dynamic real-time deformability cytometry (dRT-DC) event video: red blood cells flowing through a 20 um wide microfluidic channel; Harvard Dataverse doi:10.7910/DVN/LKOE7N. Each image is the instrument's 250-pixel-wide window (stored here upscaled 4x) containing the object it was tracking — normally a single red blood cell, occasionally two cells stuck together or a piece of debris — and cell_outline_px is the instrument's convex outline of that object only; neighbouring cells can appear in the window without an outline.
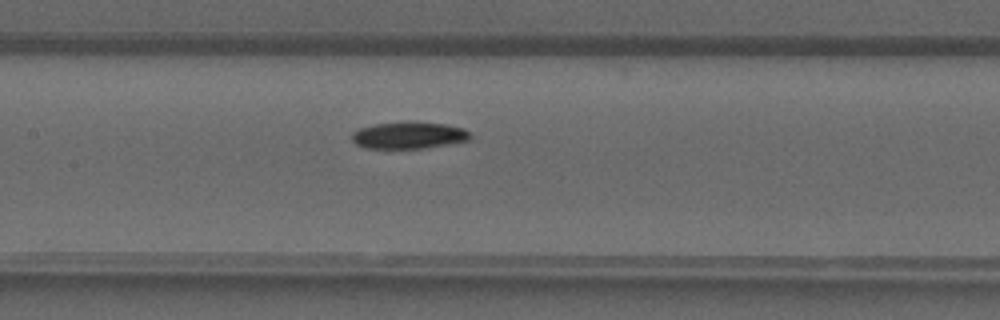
{"species": "common noctule bat (a hibernating species)", "species_latin": "Nyctalus noctula", "temperature_condition": "warm", "stored_images_in_passage": 26, "camera_frame_rate_fps": 3000, "um_per_image_px": 0.085, "animal": {"sex": "male", "forearm_length_mm": 52.5}, "frame": {"image": 1, "passage_image": 9, "time_ms": 2.667, "image_size_px": [1000, 320], "cell_outline_px": [[472, 140], [424, 148], [368, 148], [356, 144], [352, 140], [352, 132], [360, 128], [376, 124], [444, 124], [464, 128], [472, 136]], "centroid_in_image_um": [34.78, 11.54], "position_along_channel_um": 172.6, "area_um2": 17.74}}
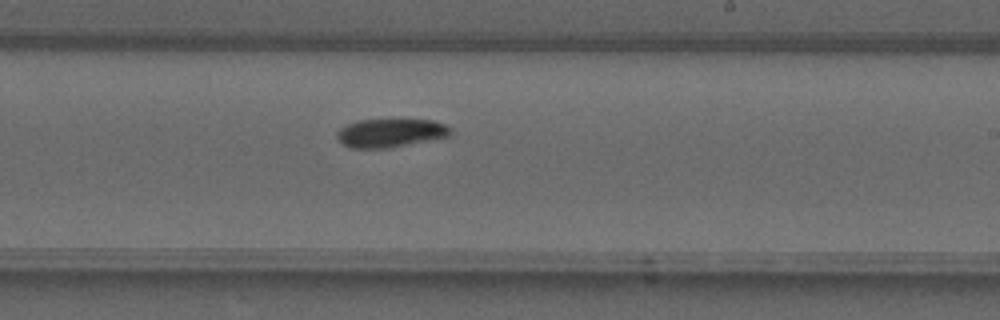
{"frame": {"image": 2, "passage_image": 14, "time_ms": 4.333, "image_size_px": [1000, 320], "cell_outline_px": [[452, 132], [448, 136], [388, 148], [352, 148], [344, 144], [336, 136], [336, 132], [340, 128], [348, 124], [360, 120], [432, 120], [444, 124]], "centroid_in_image_um": [33.16, 11.3], "position_along_channel_um": 255.8, "area_um2": 18.44}}
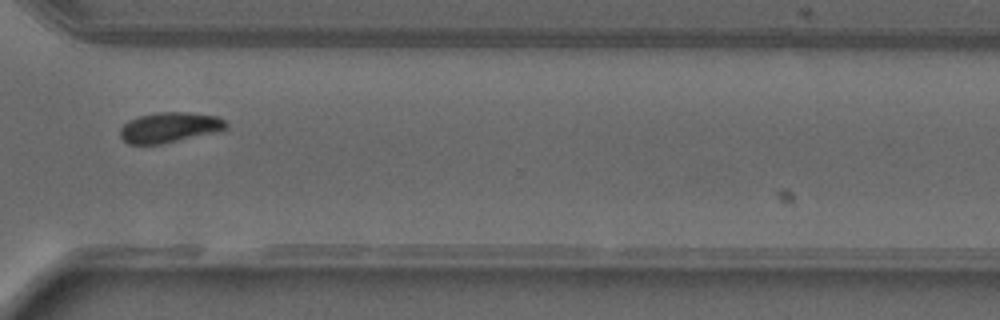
{"frame": {"image": 3, "passage_image": 20, "time_ms": 6.333, "image_size_px": [1000, 320], "cell_outline_px": [[228, 124], [224, 128], [160, 144], [128, 144], [120, 136], [120, 128], [128, 120], [136, 116], [156, 112], [188, 112], [216, 116], [224, 120]], "centroid_in_image_um": [14.29, 10.8], "position_along_channel_um": 356.3, "area_um2": 18.15}}